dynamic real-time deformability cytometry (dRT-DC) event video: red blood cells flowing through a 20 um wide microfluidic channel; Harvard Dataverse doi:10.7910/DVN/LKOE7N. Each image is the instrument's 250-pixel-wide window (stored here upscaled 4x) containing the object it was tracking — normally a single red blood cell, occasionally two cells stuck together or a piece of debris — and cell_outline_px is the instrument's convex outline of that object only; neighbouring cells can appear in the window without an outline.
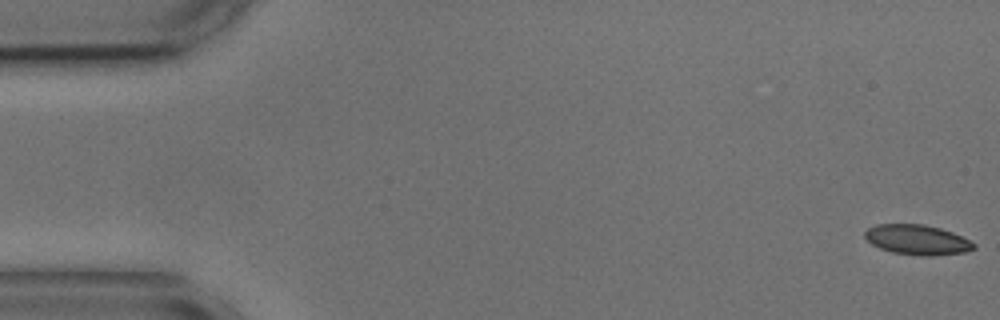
{"species": "common noctule bat (a hibernating species)", "species_latin": "Nyctalus noctula", "temperature_condition": "cold", "stored_images_in_passage": 12, "camera_frame_rate_fps": 3000, "um_per_image_px": 0.085, "animal": {"sex": "male", "body_mass_g": 17.9, "forearm_length_mm": 54.2}, "frame": {"image": 1, "passage_image": 1, "time_ms": 0.0, "image_size_px": [1000, 320], "cell_outline_px": [[976, 248], [964, 252], [932, 256], [920, 256], [892, 252], [880, 248], [872, 244], [864, 236], [864, 232], [868, 228], [876, 224], [924, 224], [940, 228], [952, 232], [976, 244]], "centroid_in_image_um": [77.95, 20.38], "position_along_channel_um": 7.0, "area_um2": 19.02}}